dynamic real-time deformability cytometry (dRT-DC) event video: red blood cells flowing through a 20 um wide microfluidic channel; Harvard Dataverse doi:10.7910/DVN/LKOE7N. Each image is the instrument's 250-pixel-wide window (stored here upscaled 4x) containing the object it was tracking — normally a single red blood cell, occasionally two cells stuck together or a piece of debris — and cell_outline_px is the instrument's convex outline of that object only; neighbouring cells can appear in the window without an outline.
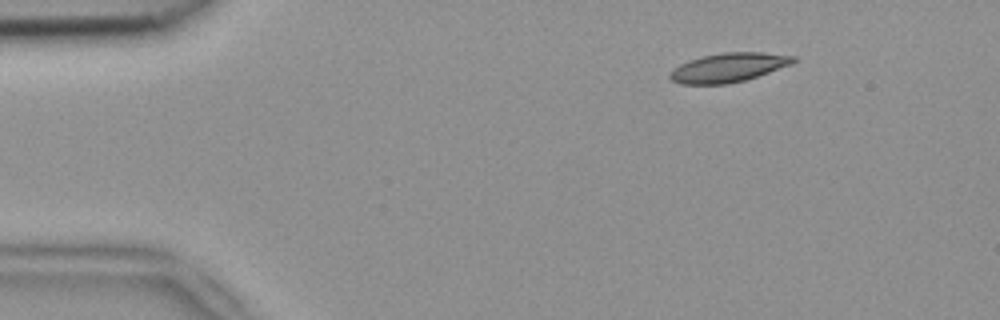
{"species": "common noctule bat (a hibernating species)", "species_latin": "Nyctalus noctula", "temperature_condition": "room temperature", "stored_images_in_passage": 3, "camera_frame_rate_fps": 3000, "um_per_image_px": 0.085, "animal": {"sex": "female", "body_mass_g": 18.4}, "frame": {"image": 1, "passage_image": 1, "time_ms": 0.0, "image_size_px": [1000, 320], "cell_outline_px": [[796, 60], [792, 64], [744, 80], [728, 84], [680, 84], [672, 80], [668, 76], [672, 68], [688, 60], [704, 56], [724, 52], [764, 52], [796, 56]], "centroid_in_image_um": [61.9, 5.73], "position_along_channel_um": 23.1, "area_um2": 20.87}}